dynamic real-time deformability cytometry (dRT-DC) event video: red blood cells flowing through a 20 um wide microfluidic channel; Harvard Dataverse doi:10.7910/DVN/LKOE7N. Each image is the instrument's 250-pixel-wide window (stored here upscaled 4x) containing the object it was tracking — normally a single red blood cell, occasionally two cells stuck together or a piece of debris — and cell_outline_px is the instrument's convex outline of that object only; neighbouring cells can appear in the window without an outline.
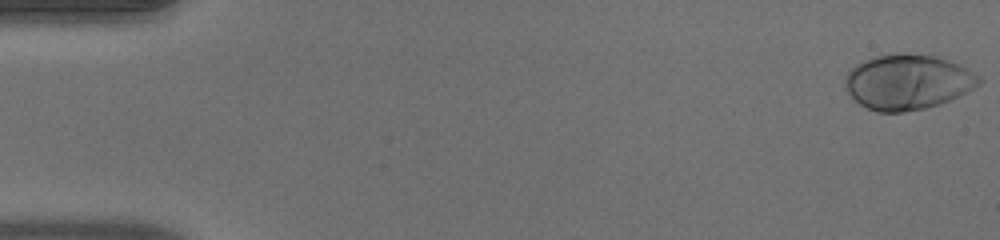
{"species": "human", "species_latin": "Homo sapiens", "temperature_condition": "warm", "stored_images_in_passage": 51, "camera_frame_rate_fps": 3000, "um_per_image_px": 0.085, "donor": {"sex": "male"}, "frame": {"image": 1, "passage_image": 1, "time_ms": 0.0, "image_size_px": [1000, 240], "cell_outline_px": [[984, 80], [980, 84], [940, 104], [924, 108], [904, 112], [876, 112], [860, 104], [848, 92], [844, 84], [844, 76], [856, 64], [872, 56], [936, 56], [960, 64], [980, 76]], "centroid_in_image_um": [77.14, 7.0], "position_along_channel_um": 7.9, "area_um2": 42.19}}
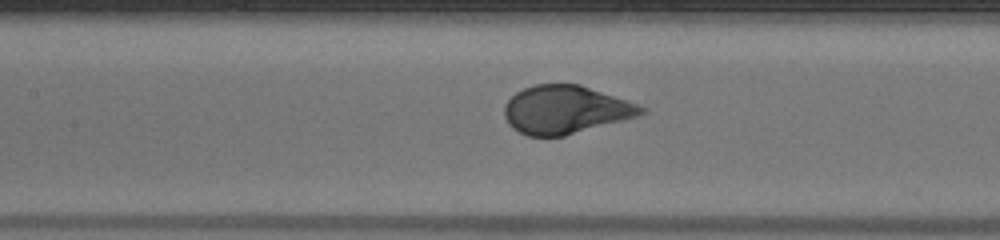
{"frame": {"image": 2, "passage_image": 24, "time_ms": 7.667, "image_size_px": [1000, 240], "cell_outline_px": [[648, 112], [624, 120], [564, 136], [528, 136], [512, 128], [508, 124], [504, 116], [504, 104], [516, 92], [524, 88], [536, 84], [580, 84], [628, 100], [648, 108]], "centroid_in_image_um": [48.08, 9.32], "position_along_channel_um": 159.3, "area_um2": 38.55}}
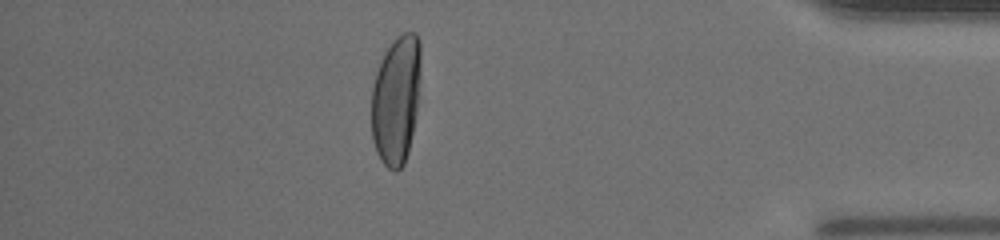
{"frame": {"image": 3, "passage_image": 45, "time_ms": 14.667, "image_size_px": [1000, 240], "cell_outline_px": [[420, 96], [408, 152], [404, 164], [396, 172], [392, 172], [380, 160], [376, 152], [372, 140], [372, 88], [376, 72], [380, 60], [384, 52], [392, 40], [396, 36], [404, 32], [416, 32], [420, 40]], "centroid_in_image_um": [33.68, 8.46], "position_along_channel_um": 401.5, "area_um2": 37.74}, "authors_computed_cell_mechanics": {"area_um2": 40.2288, "velocity_mm_per_s": 4.0096, "shape_relaxation_time_tau1_ms": 2.7059, "shape_relaxation_time_tau2_ms": null, "deformation_change_tau1": 0.1956, "deformation_change_tau2": null}}